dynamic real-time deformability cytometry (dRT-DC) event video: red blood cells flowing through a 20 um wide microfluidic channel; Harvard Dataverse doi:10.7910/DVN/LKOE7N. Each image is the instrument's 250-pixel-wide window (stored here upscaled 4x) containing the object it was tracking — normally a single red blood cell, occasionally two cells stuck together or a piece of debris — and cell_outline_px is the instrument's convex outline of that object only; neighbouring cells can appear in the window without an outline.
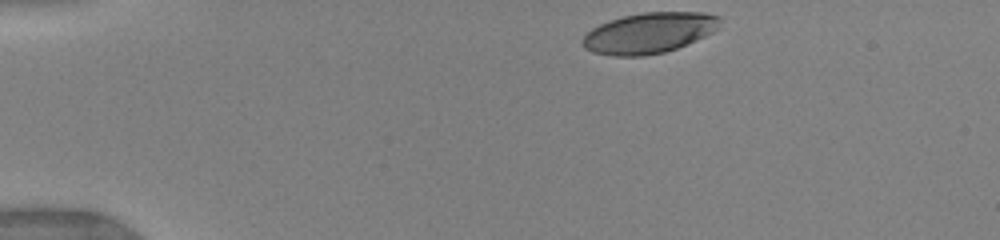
{"species": "human", "species_latin": "Homo sapiens", "temperature_condition": "warm", "stored_images_in_passage": 36, "camera_frame_rate_fps": 3000, "um_per_image_px": 0.085, "donor": {"sex": "female"}, "frame": {"image": 1, "passage_image": 1, "time_ms": 0.0, "image_size_px": [1000, 240], "cell_outline_px": [[720, 28], [704, 36], [676, 48], [664, 52], [644, 56], [616, 56], [592, 52], [584, 48], [580, 44], [580, 40], [592, 28], [600, 24], [624, 16], [644, 12], [704, 12], [720, 16]], "centroid_in_image_um": [55.16, 2.8], "position_along_channel_um": 29.8, "area_um2": 32.48}}
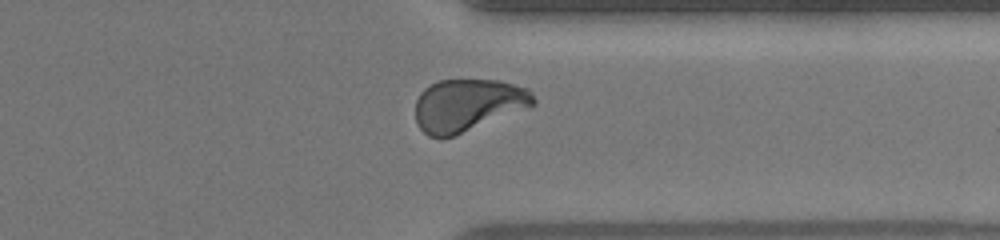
{"frame": {"image": 2, "passage_image": 27, "time_ms": 10.333, "image_size_px": [1000, 240], "cell_outline_px": [[536, 104], [528, 108], [456, 136], [444, 140], [440, 140], [428, 136], [416, 124], [416, 100], [420, 92], [424, 88], [440, 80], [500, 80], [528, 88], [532, 92], [536, 100]], "centroid_in_image_um": [39.76, 8.96], "position_along_channel_um": 371.6, "area_um2": 36.7}}
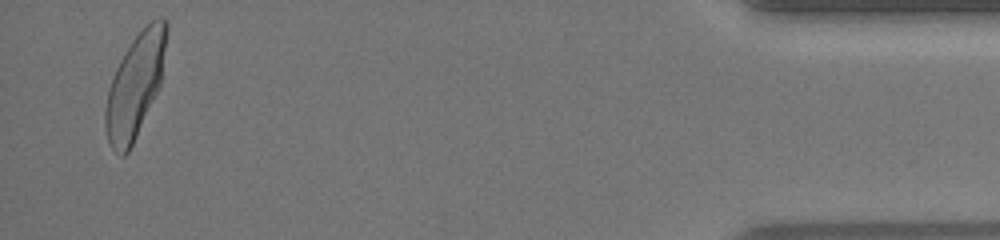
{"frame": {"image": 3, "passage_image": 35, "time_ms": 13.333, "image_size_px": [1000, 240], "cell_outline_px": [[168, 28], [160, 84], [132, 144], [128, 152], [124, 156], [120, 156], [112, 148], [108, 140], [104, 128], [104, 112], [108, 88], [112, 76], [124, 52], [140, 28], [152, 20], [164, 16], [168, 20]], "centroid_in_image_um": [11.47, 7.21], "position_along_channel_um": 423.7, "area_um2": 36.76}, "authors_computed_cell_mechanics": {"area_um2": 35.6626, "velocity_mm_per_s": 4.0224, "shape_relaxation_time_tau1_ms": 3.4878, "shape_relaxation_time_tau2_ms": null, "deformation_change_tau1": 0.1692, "deformation_change_tau2": null}}